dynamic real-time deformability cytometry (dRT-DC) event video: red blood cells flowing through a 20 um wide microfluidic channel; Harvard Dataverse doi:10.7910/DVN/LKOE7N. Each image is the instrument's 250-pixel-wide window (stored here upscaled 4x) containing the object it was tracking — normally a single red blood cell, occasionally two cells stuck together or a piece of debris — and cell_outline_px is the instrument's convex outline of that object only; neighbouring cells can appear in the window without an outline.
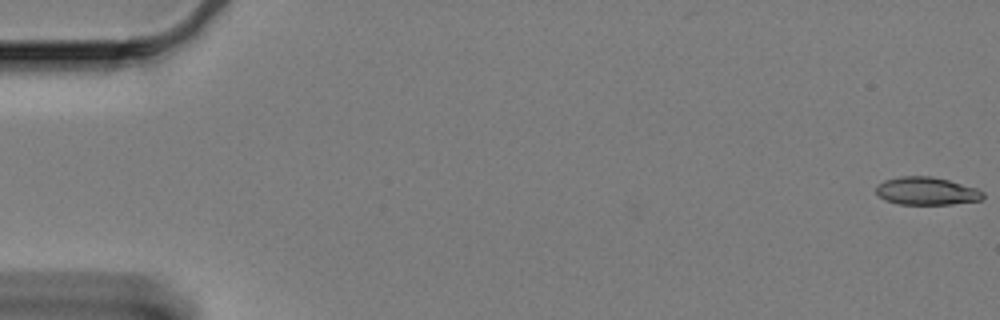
{"species": "Egyptian fruit bat (a non-hibernating species)", "species_latin": "Rousettus aegyptiacus", "temperature_condition": "cold", "stored_images_in_passage": 60, "camera_frame_rate_fps": 3000, "um_per_image_px": 0.085, "animal": {"sex": "female"}, "frame": {"image": 1, "passage_image": 1, "time_ms": 0.0, "image_size_px": [1000, 320], "cell_outline_px": [[984, 200], [952, 204], [900, 204], [884, 200], [876, 192], [876, 184], [884, 180], [900, 176], [932, 176], [948, 180], [976, 188], [984, 192]], "centroid_in_image_um": [78.76, 16.24], "position_along_channel_um": 6.2, "area_um2": 17.46}}
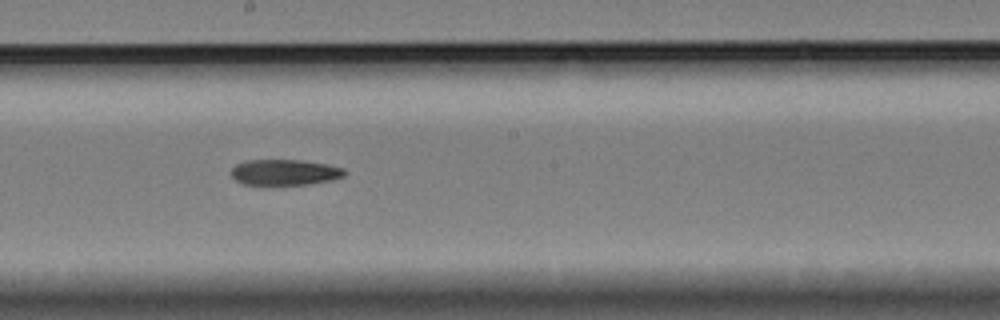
{"frame": {"image": 2, "passage_image": 34, "time_ms": 11.0, "image_size_px": [1000, 320], "cell_outline_px": [[348, 172], [344, 176], [332, 180], [308, 184], [264, 188], [244, 184], [236, 180], [232, 176], [232, 168], [236, 164], [248, 160], [300, 160], [324, 164], [344, 168]], "centroid_in_image_um": [24.17, 14.7], "position_along_channel_um": 224.0, "area_um2": 17.74}}
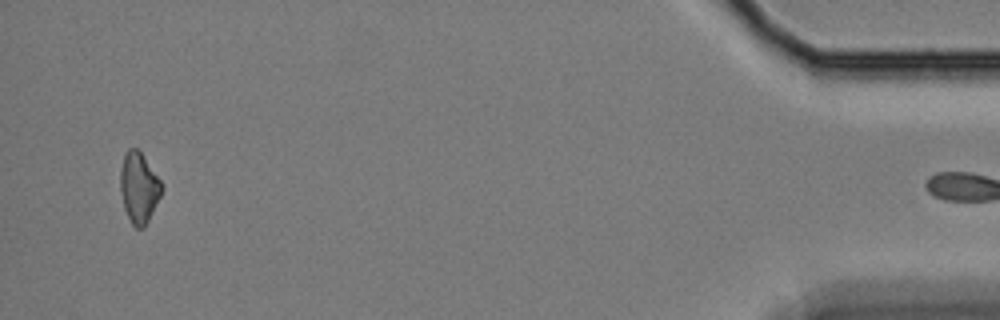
{"frame": {"image": 3, "passage_image": 59, "time_ms": 19.333, "image_size_px": [1000, 320], "cell_outline_px": [[164, 188], [144, 228], [136, 228], [132, 224], [124, 208], [120, 192], [120, 168], [124, 156], [128, 148], [136, 148], [140, 152], [160, 180]], "centroid_in_image_um": [11.79, 15.96], "position_along_channel_um": 423.4, "area_um2": 16.76}}